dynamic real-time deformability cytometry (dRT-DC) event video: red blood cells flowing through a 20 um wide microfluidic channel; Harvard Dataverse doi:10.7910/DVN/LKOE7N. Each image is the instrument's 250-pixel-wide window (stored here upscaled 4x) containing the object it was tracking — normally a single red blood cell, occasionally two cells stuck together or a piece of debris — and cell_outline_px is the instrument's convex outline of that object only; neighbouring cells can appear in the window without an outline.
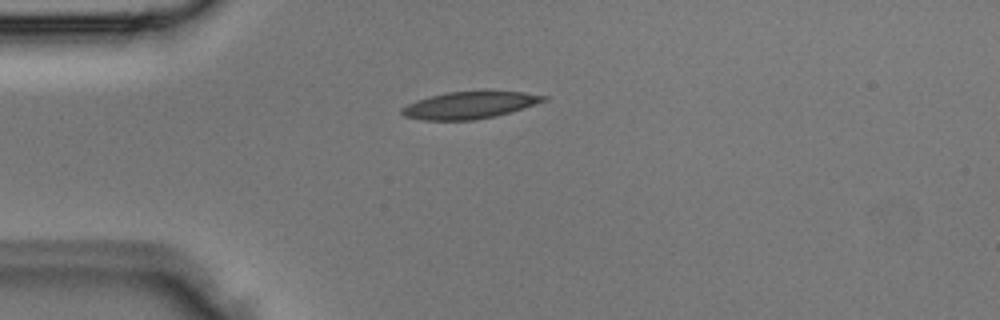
{"species": "Egyptian fruit bat (a non-hibernating species)", "species_latin": "Rousettus aegyptiacus", "temperature_condition": "room temperature", "stored_images_in_passage": 2, "camera_frame_rate_fps": 3000, "um_per_image_px": 0.085, "animal": {"sex": "male"}, "frame": {"image": 1, "passage_image": 2, "time_ms": 0.333, "image_size_px": [1000, 320], "cell_outline_px": [[548, 100], [524, 108], [496, 116], [476, 120], [424, 120], [404, 116], [400, 112], [400, 108], [408, 104], [444, 92], [484, 88], [524, 92], [548, 96]], "centroid_in_image_um": [39.99, 8.89], "position_along_channel_um": 45.0, "area_um2": 23.24}}